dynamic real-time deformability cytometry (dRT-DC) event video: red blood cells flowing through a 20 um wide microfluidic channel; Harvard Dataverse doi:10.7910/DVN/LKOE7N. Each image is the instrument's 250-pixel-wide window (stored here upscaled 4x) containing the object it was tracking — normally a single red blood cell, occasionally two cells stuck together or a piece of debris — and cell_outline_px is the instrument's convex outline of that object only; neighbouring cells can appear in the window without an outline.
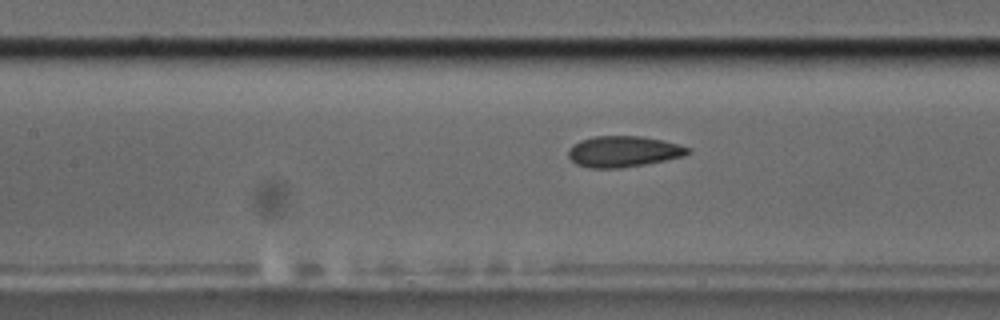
{"species": "common noctule bat (a hibernating species)", "species_latin": "Nyctalus noctula", "temperature_condition": "cold", "stored_images_in_passage": 6, "segment_of_instrument_passage": [2, 2], "camera_frame_rate_fps": 3000, "um_per_image_px": 0.085, "animal": {"sex": "male", "body_mass_g": 17.5, "forearm_length_mm": 52.3}, "frame": {"image": 1, "passage_image": 6, "time_ms": 7.0, "image_size_px": [1000, 320], "cell_outline_px": [[692, 152], [684, 156], [644, 164], [620, 168], [588, 168], [576, 164], [568, 156], [568, 148], [580, 140], [592, 136], [640, 136], [664, 140], [680, 144], [692, 148]], "centroid_in_image_um": [53.0, 12.87], "position_along_channel_um": 154.4, "area_um2": 21.79}}